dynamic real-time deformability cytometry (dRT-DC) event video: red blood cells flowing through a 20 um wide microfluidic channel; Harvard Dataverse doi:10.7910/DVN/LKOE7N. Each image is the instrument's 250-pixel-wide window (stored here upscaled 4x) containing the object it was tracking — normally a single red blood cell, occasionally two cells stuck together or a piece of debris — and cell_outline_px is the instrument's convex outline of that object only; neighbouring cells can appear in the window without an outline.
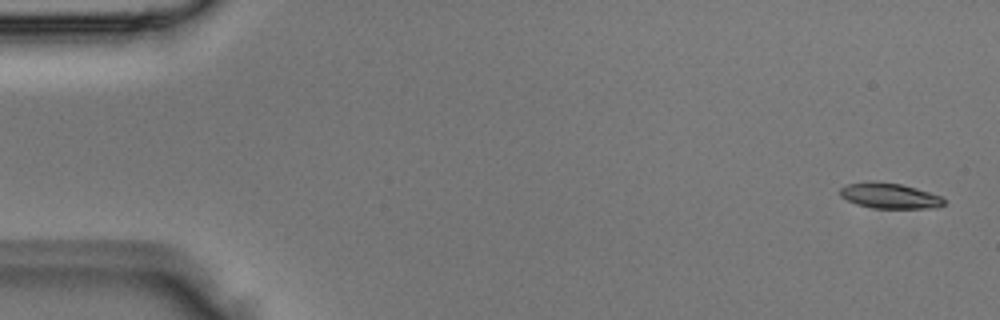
{"species": "Egyptian fruit bat (a non-hibernating species)", "species_latin": "Rousettus aegyptiacus", "temperature_condition": "room temperature", "stored_images_in_passage": 3, "camera_frame_rate_fps": 3000, "um_per_image_px": 0.085, "animal": {"sex": "male"}, "frame": {"image": 1, "passage_image": 1, "time_ms": 0.0, "image_size_px": [1000, 320], "cell_outline_px": [[944, 204], [936, 208], [872, 208], [856, 204], [840, 196], [840, 188], [848, 184], [868, 180], [872, 180], [900, 184], [916, 188], [940, 196], [944, 200]], "centroid_in_image_um": [75.58, 16.63], "position_along_channel_um": 9.4, "area_um2": 15.43}}